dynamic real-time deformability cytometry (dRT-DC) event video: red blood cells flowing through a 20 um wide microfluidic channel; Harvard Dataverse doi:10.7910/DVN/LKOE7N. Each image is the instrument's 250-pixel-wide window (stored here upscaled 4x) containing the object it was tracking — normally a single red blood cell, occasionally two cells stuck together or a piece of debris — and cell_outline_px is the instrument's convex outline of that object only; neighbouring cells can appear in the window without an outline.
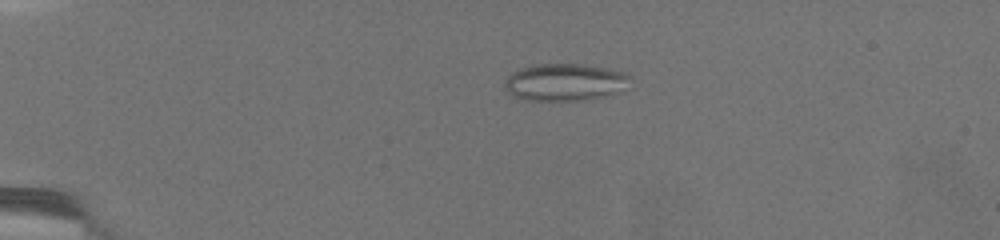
{"species": "common noctule bat (a hibernating species)", "species_latin": "Nyctalus noctula", "temperature_condition": "warm", "stored_images_in_passage": 58, "camera_frame_rate_fps": 3000, "um_per_image_px": 0.085, "animal": {"sex": "female", "body_mass_g": 19.5, "forearm_length_mm": 54.1}, "frame": {"image": 1, "passage_image": 2, "time_ms": 0.333, "image_size_px": [1000, 240], "cell_outline_px": [[628, 76], [612, 92], [600, 96], [584, 100], [524, 100], [508, 92], [504, 88], [504, 84], [508, 76], [512, 72], [520, 68], [536, 64], [580, 64], [604, 68], [624, 72]], "centroid_in_image_um": [47.82, 6.97], "position_along_channel_um": 37.2, "area_um2": 26.07}}
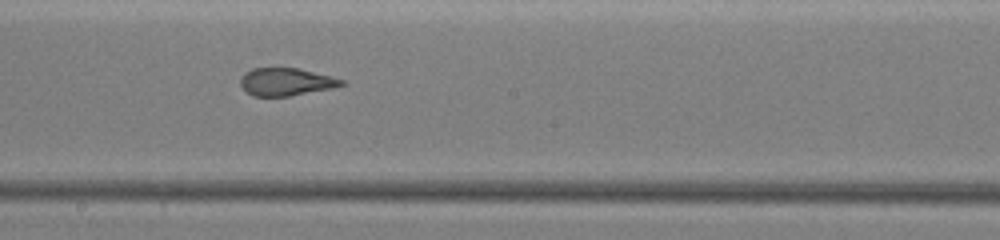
{"frame": {"image": 2, "passage_image": 29, "time_ms": 8.667, "image_size_px": [1000, 240], "cell_outline_px": [[348, 84], [332, 88], [288, 96], [252, 96], [240, 84], [240, 76], [244, 72], [252, 68], [296, 68], [332, 76], [344, 80]], "centroid_in_image_um": [24.31, 6.95], "position_along_channel_um": 223.9, "area_um2": 16.3}}
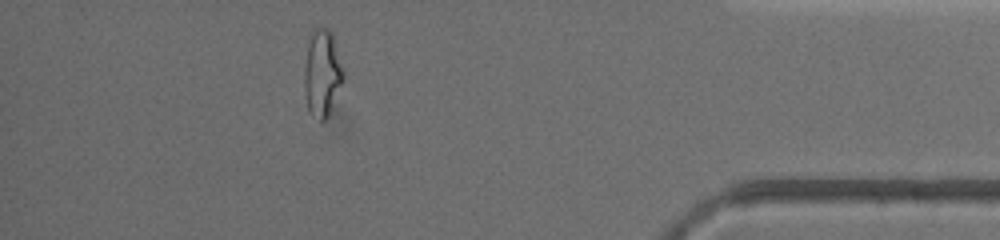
{"frame": {"image": 3, "passage_image": 50, "time_ms": 16.0, "image_size_px": [1000, 240], "cell_outline_px": [[344, 80], [328, 116], [324, 120], [320, 120], [308, 108], [304, 88], [304, 68], [308, 44], [316, 28], [328, 28], [332, 32], [344, 72]], "centroid_in_image_um": [27.41, 6.21], "position_along_channel_um": 407.8, "area_um2": 19.42}, "authors_computed_cell_mechanics": {"area_um2": 18.4093, "velocity_mm_per_s": 3.0101, "shape_relaxation_time_tau1_ms": null, "shape_relaxation_time_tau2_ms": 1.2927, "deformation_change_tau1": null, "deformation_change_tau2": 0.1014}}